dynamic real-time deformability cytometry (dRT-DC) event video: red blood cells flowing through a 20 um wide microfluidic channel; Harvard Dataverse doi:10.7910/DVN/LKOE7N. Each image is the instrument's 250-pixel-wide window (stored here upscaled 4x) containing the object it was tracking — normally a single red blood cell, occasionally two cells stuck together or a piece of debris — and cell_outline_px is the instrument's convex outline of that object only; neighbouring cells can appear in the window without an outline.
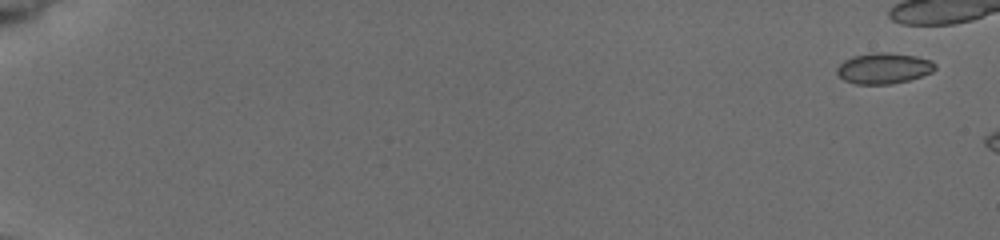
{"species": "common noctule bat (a hibernating species)", "species_latin": "Nyctalus noctula", "temperature_condition": "cold", "stored_images_in_passage": 4, "camera_frame_rate_fps": 3000, "um_per_image_px": 0.085, "animal": {"sex": "female", "body_mass_g": 19.5, "forearm_length_mm": 54.1}, "frame": {"image": 1, "passage_image": 1, "time_ms": 0.0, "image_size_px": [1000, 240], "cell_outline_px": [[936, 68], [932, 72], [908, 80], [892, 84], [856, 84], [844, 80], [836, 72], [836, 68], [844, 60], [852, 56], [872, 52], [888, 52], [916, 56], [932, 60], [936, 64]], "centroid_in_image_um": [75.11, 5.79], "position_along_channel_um": 9.9, "area_um2": 17.74}}